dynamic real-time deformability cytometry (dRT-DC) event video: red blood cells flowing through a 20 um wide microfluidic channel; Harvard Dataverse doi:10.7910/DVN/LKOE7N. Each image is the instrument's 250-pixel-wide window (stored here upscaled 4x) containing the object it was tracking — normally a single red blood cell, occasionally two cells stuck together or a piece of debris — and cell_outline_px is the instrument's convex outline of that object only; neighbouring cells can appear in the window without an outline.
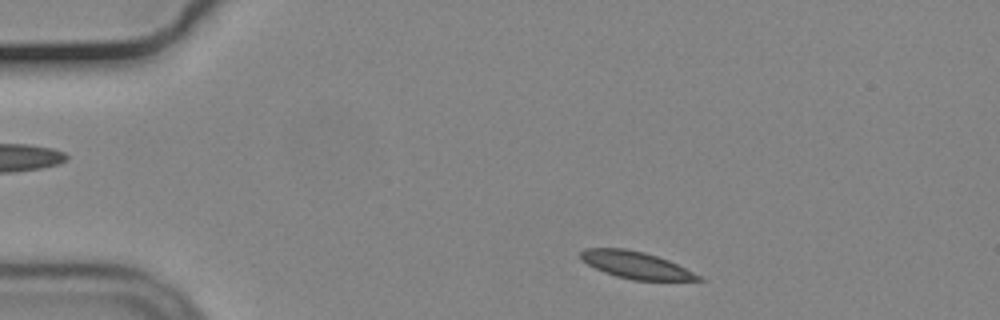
{"species": "common noctule bat (a hibernating species)", "species_latin": "Nyctalus noctula", "temperature_condition": "cold", "stored_images_in_passage": 49, "camera_frame_rate_fps": 3000, "um_per_image_px": 0.085, "animal": {"sex": "male", "body_mass_g": 19.2, "forearm_length_mm": 51.8}, "frame": {"image": 1, "passage_image": 3, "time_ms": 0.667, "image_size_px": [1000, 320], "cell_outline_px": [[704, 280], [632, 280], [616, 276], [604, 272], [580, 260], [580, 252], [584, 248], [624, 248], [644, 252], [668, 260], [700, 276]], "centroid_in_image_um": [53.98, 22.52], "position_along_channel_um": 31.0, "area_um2": 18.26}}
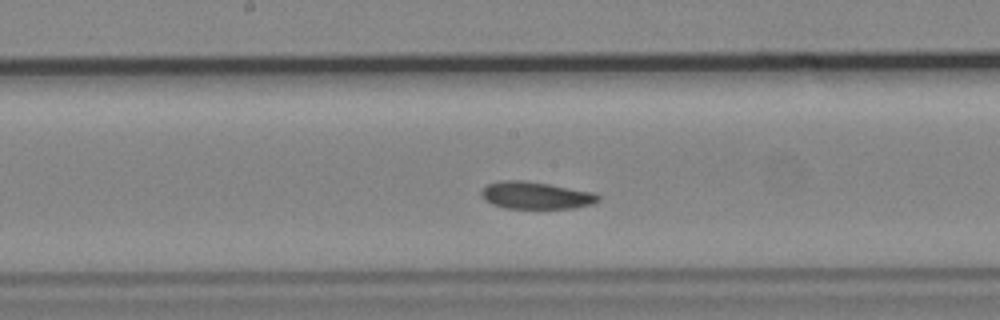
{"frame": {"image": 2, "passage_image": 22, "time_ms": 7.0, "image_size_px": [1000, 320], "cell_outline_px": [[600, 200], [592, 204], [572, 208], [504, 208], [492, 204], [484, 200], [480, 196], [480, 192], [488, 184], [500, 180], [524, 180], [548, 184], [592, 192], [600, 196]], "centroid_in_image_um": [45.5, 16.61], "position_along_channel_um": 202.7, "area_um2": 18.5}}
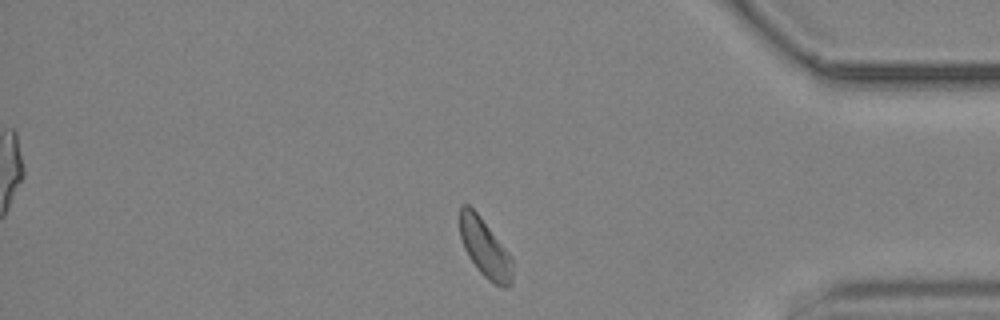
{"frame": {"image": 3, "passage_image": 40, "time_ms": 13.0, "image_size_px": [1000, 320], "cell_outline_px": [[512, 284], [504, 288], [488, 280], [476, 268], [468, 256], [464, 248], [460, 236], [460, 208], [464, 204], [468, 204], [480, 216], [512, 256]], "centroid_in_image_um": [41.23, 21.1], "position_along_channel_um": 394.0, "area_um2": 17.92}, "authors_computed_cell_mechanics": {"area_um2": 18.8428, "velocity_mm_per_s": 3.639, "shape_relaxation_time_tau1_ms": 2.8207, "shape_relaxation_time_tau2_ms": 6.9853, "deformation_change_tau1": 0.0766, "deformation_change_tau2": 0.1133}}